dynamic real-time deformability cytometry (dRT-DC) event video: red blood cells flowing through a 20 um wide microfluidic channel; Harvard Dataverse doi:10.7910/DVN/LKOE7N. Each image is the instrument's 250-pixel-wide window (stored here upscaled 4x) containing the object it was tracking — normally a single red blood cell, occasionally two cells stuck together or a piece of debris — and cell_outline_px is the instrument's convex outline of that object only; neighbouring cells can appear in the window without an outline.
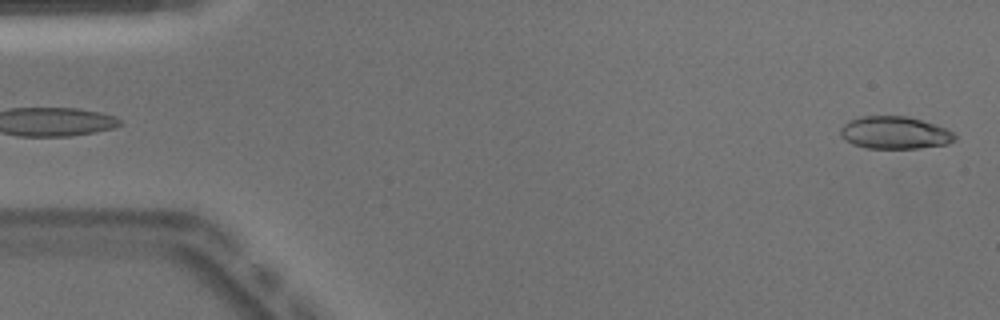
{"species": "Egyptian fruit bat (a non-hibernating species)", "species_latin": "Rousettus aegyptiacus", "temperature_condition": "warm", "stored_images_in_passage": 50, "camera_frame_rate_fps": 3000, "um_per_image_px": 0.085, "animal": {"sex": "male"}, "frame": {"image": 1, "passage_image": 1, "time_ms": 0.0, "image_size_px": [1000, 320], "cell_outline_px": [[956, 140], [948, 144], [920, 148], [868, 148], [852, 144], [844, 140], [840, 136], [840, 128], [848, 120], [864, 116], [908, 116], [936, 124], [952, 132], [956, 136]], "centroid_in_image_um": [76.04, 11.28], "position_along_channel_um": 9.0, "area_um2": 21.79}}
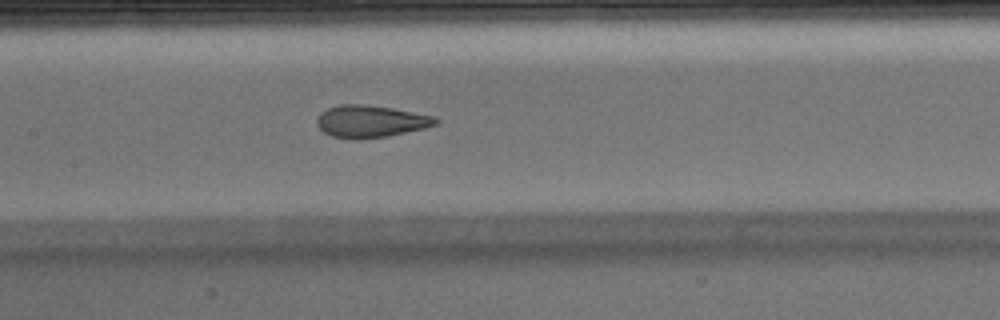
{"frame": {"image": 2, "passage_image": 23, "time_ms": 7.333, "image_size_px": [1000, 320], "cell_outline_px": [[440, 120], [436, 124], [424, 128], [388, 136], [356, 140], [352, 140], [332, 136], [324, 132], [316, 124], [316, 120], [320, 112], [328, 108], [340, 104], [364, 104], [392, 108], [436, 116]], "centroid_in_image_um": [31.49, 10.32], "position_along_channel_um": 175.9, "area_um2": 22.43}}
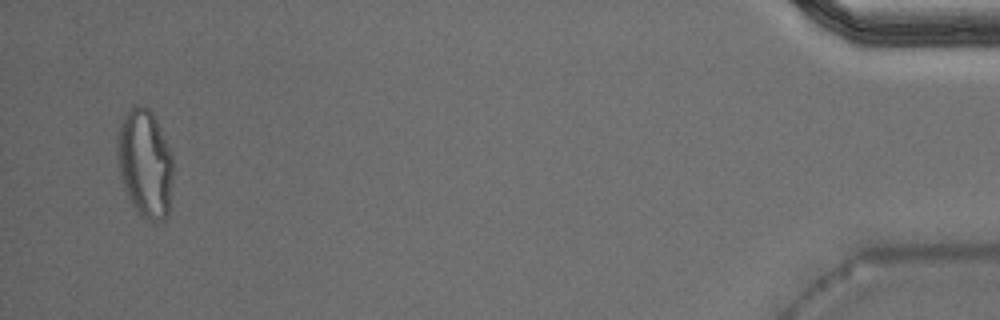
{"frame": {"image": 3, "passage_image": 48, "time_ms": 15.667, "image_size_px": [1000, 320], "cell_outline_px": [[172, 180], [168, 216], [164, 220], [148, 220], [136, 212], [120, 180], [116, 160], [116, 132], [120, 120], [136, 104], [140, 104], [148, 108], [156, 116], [172, 156]], "centroid_in_image_um": [12.29, 13.86], "position_along_channel_um": 422.9, "area_um2": 35.84}, "authors_computed_cell_mechanics": {"area_um2": 22.4842, "velocity_mm_per_s": 3.9768, "shape_relaxation_time_tau1_ms": null, "shape_relaxation_time_tau2_ms": 0.9683, "deformation_change_tau1": null, "deformation_change_tau2": 0.0647}}